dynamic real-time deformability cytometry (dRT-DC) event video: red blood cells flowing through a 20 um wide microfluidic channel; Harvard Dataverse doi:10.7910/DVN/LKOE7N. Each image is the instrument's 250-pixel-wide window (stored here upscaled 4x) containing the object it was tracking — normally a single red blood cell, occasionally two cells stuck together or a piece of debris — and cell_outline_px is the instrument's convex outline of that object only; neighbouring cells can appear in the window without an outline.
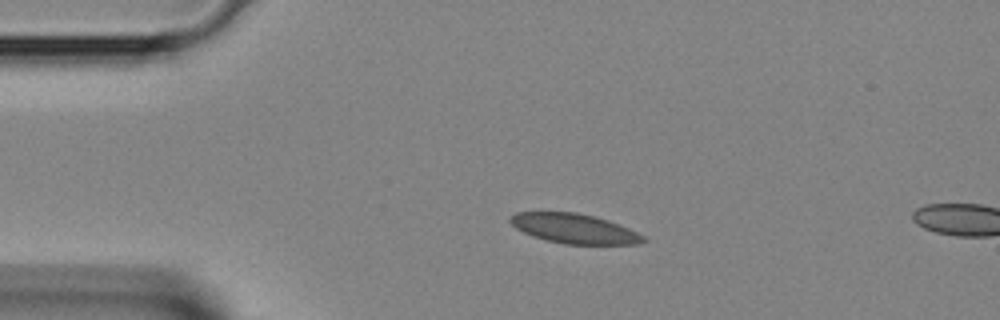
{"species": "Egyptian fruit bat (a non-hibernating species)", "species_latin": "Rousettus aegyptiacus", "temperature_condition": "room temperature", "stored_images_in_passage": 2, "camera_frame_rate_fps": 3000, "um_per_image_px": 0.085, "animal": {"sex": "female"}, "frame": {"image": 1, "passage_image": 1, "time_ms": 0.0, "image_size_px": [1000, 320], "cell_outline_px": [[648, 240], [640, 244], [564, 244], [532, 236], [516, 228], [508, 220], [508, 216], [516, 212], [576, 212], [608, 220], [628, 228], [644, 236]], "centroid_in_image_um": [48.8, 19.43], "position_along_channel_um": 36.2, "area_um2": 22.95}}